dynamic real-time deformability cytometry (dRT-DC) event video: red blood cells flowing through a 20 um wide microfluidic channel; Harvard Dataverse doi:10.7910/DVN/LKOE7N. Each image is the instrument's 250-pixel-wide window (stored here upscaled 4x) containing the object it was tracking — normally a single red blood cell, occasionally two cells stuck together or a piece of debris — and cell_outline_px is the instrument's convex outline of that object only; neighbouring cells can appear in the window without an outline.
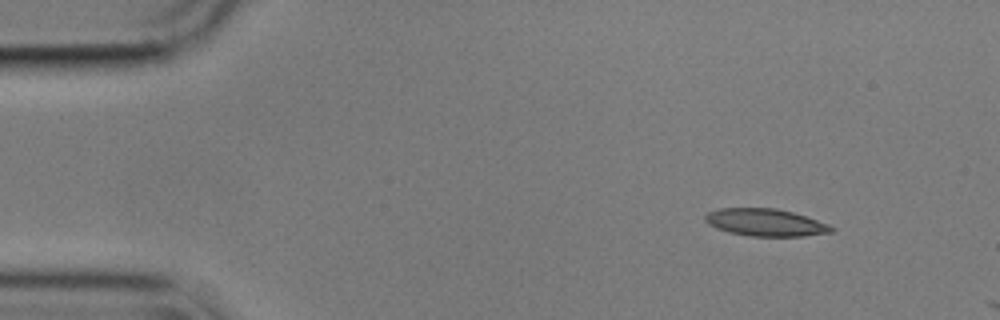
{"species": "common noctule bat (a hibernating species)", "species_latin": "Nyctalus noctula", "temperature_condition": "cold", "stored_images_in_passage": 2, "camera_frame_rate_fps": 3000, "um_per_image_px": 0.085, "animal": {"sex": "male", "body_mass_g": 17.9}, "frame": {"image": 1, "passage_image": 1, "time_ms": 0.0, "image_size_px": [1000, 320], "cell_outline_px": [[836, 228], [832, 232], [804, 236], [752, 236], [728, 232], [716, 228], [708, 224], [704, 220], [704, 216], [708, 212], [716, 208], [776, 208], [792, 212], [828, 224]], "centroid_in_image_um": [65.03, 18.9], "position_along_channel_um": 20.0, "area_um2": 20.11}}